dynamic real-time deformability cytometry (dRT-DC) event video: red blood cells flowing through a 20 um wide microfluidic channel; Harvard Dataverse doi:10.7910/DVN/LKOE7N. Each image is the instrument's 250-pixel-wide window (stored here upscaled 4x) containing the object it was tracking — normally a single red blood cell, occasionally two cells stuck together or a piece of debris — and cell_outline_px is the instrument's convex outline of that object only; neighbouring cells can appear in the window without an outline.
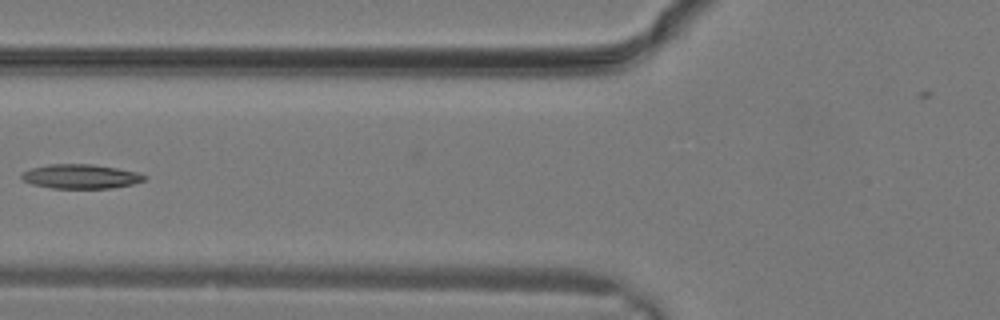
{"species": "common noctule bat (a hibernating species)", "species_latin": "Nyctalus noctula", "temperature_condition": "warm", "stored_images_in_passage": 22, "camera_frame_rate_fps": 3000, "um_per_image_px": 0.085, "animal": {"sex": "male", "body_mass_g": 19.2, "forearm_length_mm": 51.8}, "frame": {"image": 1, "passage_image": 4, "time_ms": 1.0, "image_size_px": [1000, 320], "cell_outline_px": [[148, 176], [144, 180], [132, 184], [112, 188], [52, 188], [32, 184], [24, 180], [20, 176], [20, 172], [32, 168], [48, 164], [92, 164], [116, 168], [136, 172]], "centroid_in_image_um": [6.83, 14.99], "position_along_channel_um": 119.0, "area_um2": 17.34}}
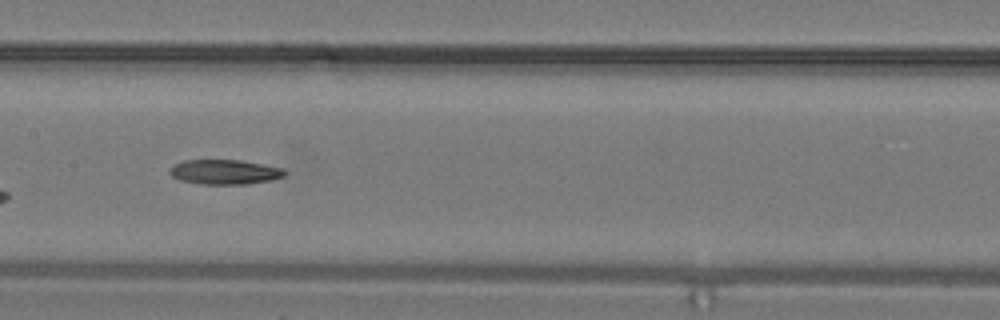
{"frame": {"image": 2, "passage_image": 7, "time_ms": 2.0, "image_size_px": [1000, 320], "cell_outline_px": [[288, 172], [284, 176], [272, 180], [248, 184], [200, 184], [180, 180], [172, 176], [168, 172], [168, 168], [172, 164], [184, 160], [240, 160], [284, 168]], "centroid_in_image_um": [19.08, 14.61], "position_along_channel_um": 188.3, "area_um2": 16.82}}